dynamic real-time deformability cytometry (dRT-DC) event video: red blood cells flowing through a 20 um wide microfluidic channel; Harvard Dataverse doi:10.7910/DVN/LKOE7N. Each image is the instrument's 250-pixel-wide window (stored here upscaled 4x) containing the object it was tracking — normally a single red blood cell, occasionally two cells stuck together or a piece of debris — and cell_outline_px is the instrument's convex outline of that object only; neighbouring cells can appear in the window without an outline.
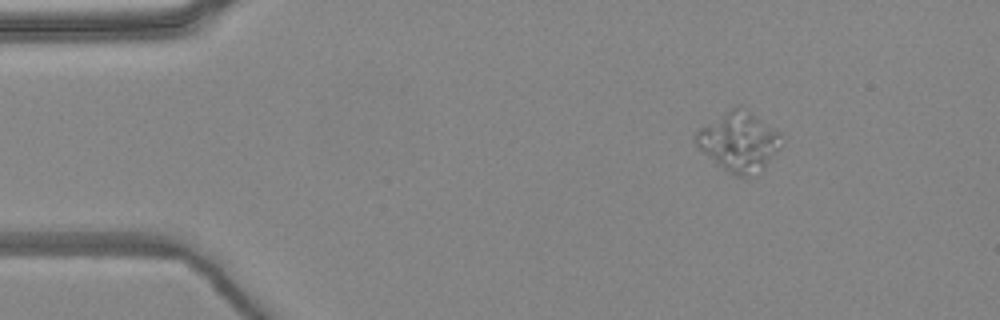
{"species": "common noctule bat (a hibernating species)", "species_latin": "Nyctalus noctula", "temperature_condition": "warm", "stored_images_in_passage": 3, "camera_frame_rate_fps": 3000, "um_per_image_px": 0.085, "animal": {"sex": "female", "body_mass_g": 24.6, "forearm_length_mm": 56.2}, "frame": {"image": 1, "passage_image": 1, "time_ms": 0.0, "image_size_px": [1000, 320], "cell_outline_px": [[784, 140], [780, 148], [764, 168], [748, 176], [736, 176], [728, 172], [704, 152], [696, 144], [696, 132], [700, 128], [732, 108], [740, 104], [744, 104], [784, 132]], "centroid_in_image_um": [62.93, 11.97], "position_along_channel_um": 22.1, "area_um2": 30.0}}